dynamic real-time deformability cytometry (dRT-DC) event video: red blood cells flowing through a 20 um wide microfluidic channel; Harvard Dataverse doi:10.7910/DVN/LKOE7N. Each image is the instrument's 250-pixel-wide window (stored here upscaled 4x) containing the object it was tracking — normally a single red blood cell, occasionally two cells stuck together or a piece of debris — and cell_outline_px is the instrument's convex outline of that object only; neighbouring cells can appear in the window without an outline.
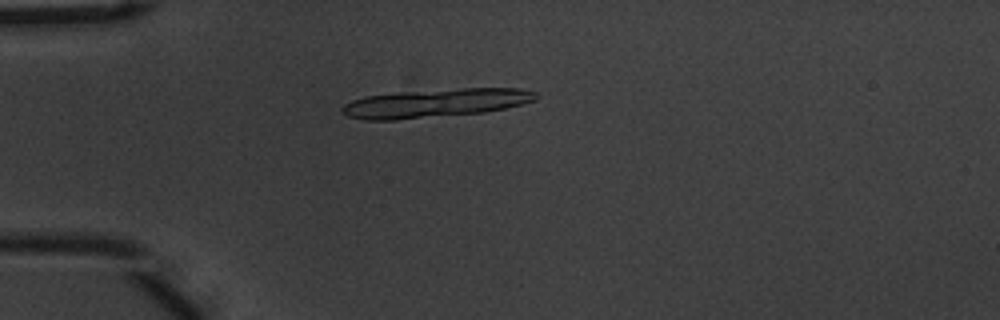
{"species": "common noctule bat (a hibernating species)", "species_latin": "Nyctalus noctula", "temperature_condition": "warm", "stored_images_in_passage": 8, "camera_frame_rate_fps": 3000, "um_per_image_px": 0.085, "animal": {"sex": "male", "body_mass_g": 20.1, "forearm_length_mm": 53.5}, "frame": {"image": 1, "passage_image": 4, "time_ms": 1.0, "image_size_px": [1000, 320], "cell_outline_px": [[540, 96], [536, 100], [504, 108], [484, 112], [396, 120], [364, 120], [348, 116], [340, 112], [340, 108], [344, 104], [352, 100], [364, 96], [404, 92], [460, 88], [520, 88], [536, 92]], "centroid_in_image_um": [37.0, 8.76], "position_along_channel_um": 48.0, "area_um2": 32.19}}